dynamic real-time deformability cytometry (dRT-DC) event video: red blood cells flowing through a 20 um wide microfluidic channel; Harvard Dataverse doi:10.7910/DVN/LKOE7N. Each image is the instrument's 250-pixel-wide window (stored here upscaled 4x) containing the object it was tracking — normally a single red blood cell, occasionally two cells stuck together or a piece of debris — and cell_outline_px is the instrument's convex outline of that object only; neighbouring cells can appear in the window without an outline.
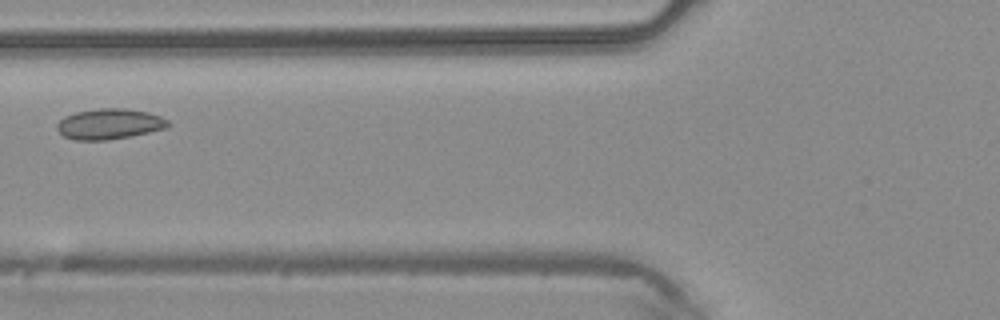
{"species": "common noctule bat (a hibernating species)", "species_latin": "Nyctalus noctula", "temperature_condition": "warm", "stored_images_in_passage": 7, "camera_frame_rate_fps": 3000, "um_per_image_px": 0.085, "animal": {"sex": "male", "body_mass_g": 20.4}, "frame": {"image": 1, "passage_image": 6, "time_ms": 1.667, "image_size_px": [1000, 320], "cell_outline_px": [[172, 124], [164, 128], [148, 132], [108, 140], [76, 140], [64, 136], [56, 128], [56, 124], [64, 116], [76, 112], [100, 108], [124, 108], [148, 112], [160, 116], [168, 120]], "centroid_in_image_um": [9.28, 10.53], "position_along_channel_um": 116.5, "area_um2": 19.65}}
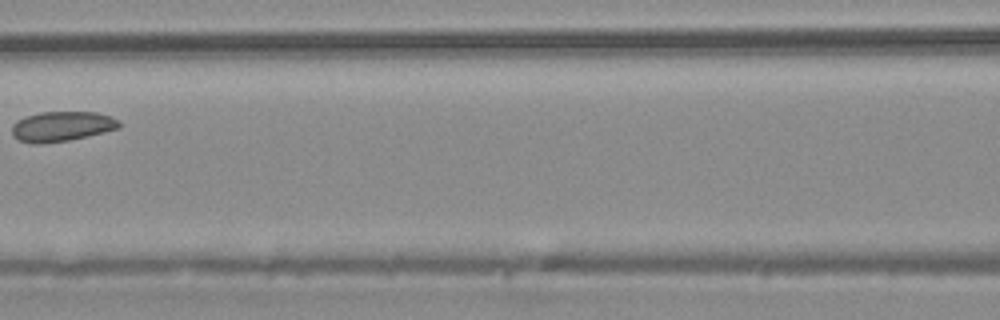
{"frame": {"image": 2, "passage_image": 7, "time_ms": 2.0, "image_size_px": [1000, 320], "cell_outline_px": [[120, 128], [104, 132], [68, 140], [36, 144], [20, 140], [12, 136], [12, 124], [16, 120], [24, 116], [40, 112], [96, 112], [120, 120]], "centroid_in_image_um": [5.23, 10.73], "position_along_channel_um": 161.4, "area_um2": 18.67}}